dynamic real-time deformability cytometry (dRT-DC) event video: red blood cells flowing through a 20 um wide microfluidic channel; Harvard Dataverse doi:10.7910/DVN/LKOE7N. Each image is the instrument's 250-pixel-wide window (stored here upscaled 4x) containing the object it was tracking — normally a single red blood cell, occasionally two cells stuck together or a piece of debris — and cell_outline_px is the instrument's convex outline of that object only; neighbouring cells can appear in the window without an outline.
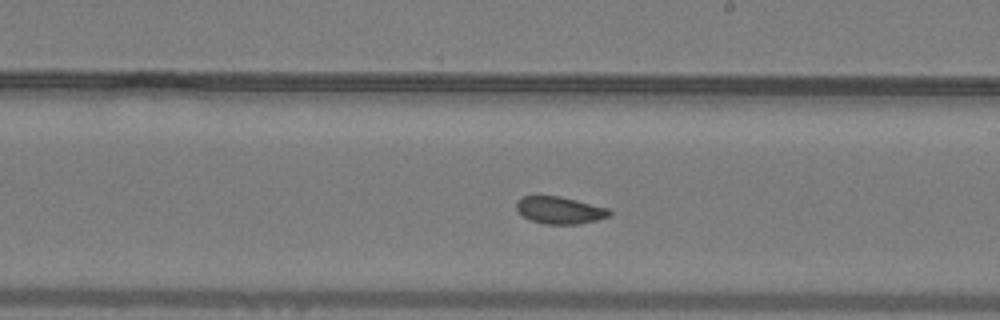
{"species": "common noctule bat (a hibernating species)", "species_latin": "Nyctalus noctula", "temperature_condition": "warm", "stored_images_in_passage": 25, "camera_frame_rate_fps": 3000, "um_per_image_px": 0.085, "animal": {"sex": "male", "body_mass_g": 19.2, "forearm_length_mm": 51.8}, "frame": {"image": 1, "passage_image": 14, "time_ms": 4.333, "image_size_px": [1000, 320], "cell_outline_px": [[612, 212], [608, 216], [596, 220], [576, 224], [544, 224], [532, 220], [524, 216], [516, 208], [516, 200], [524, 196], [560, 196], [608, 208]], "centroid_in_image_um": [47.56, 17.86], "position_along_channel_um": 241.4, "area_um2": 14.51}}
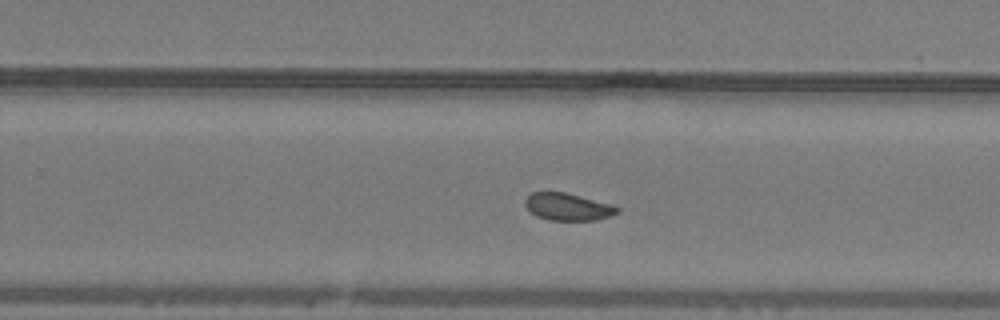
{"frame": {"image": 2, "passage_image": 17, "time_ms": 5.333, "image_size_px": [1000, 320], "cell_outline_px": [[620, 208], [616, 212], [608, 216], [596, 220], [552, 220], [536, 216], [524, 204], [524, 200], [532, 192], [564, 192], [612, 204]], "centroid_in_image_um": [48.24, 17.57], "position_along_channel_um": 281.6, "area_um2": 14.39}}
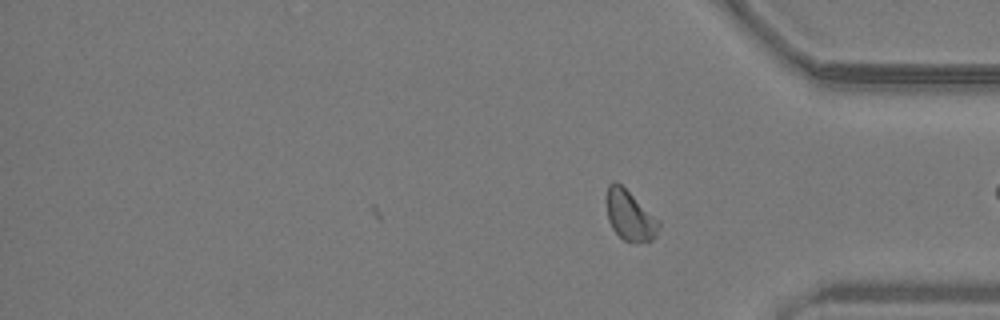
{"frame": {"image": 3, "passage_image": 25, "time_ms": 8.0, "image_size_px": [1000, 320], "cell_outline_px": [[660, 224], [656, 236], [652, 240], [636, 244], [624, 240], [612, 228], [608, 220], [608, 184], [612, 180], [616, 180], [660, 220]], "centroid_in_image_um": [53.57, 18.34], "position_along_channel_um": 381.6, "area_um2": 15.2}, "authors_computed_cell_mechanics": {"area_um2": 15.0858, "velocity_mm_per_s": 4.0393, "shape_relaxation_time_tau1_ms": 3.0307, "shape_relaxation_time_tau2_ms": null, "deformation_change_tau1": 0.0669, "deformation_change_tau2": null}}